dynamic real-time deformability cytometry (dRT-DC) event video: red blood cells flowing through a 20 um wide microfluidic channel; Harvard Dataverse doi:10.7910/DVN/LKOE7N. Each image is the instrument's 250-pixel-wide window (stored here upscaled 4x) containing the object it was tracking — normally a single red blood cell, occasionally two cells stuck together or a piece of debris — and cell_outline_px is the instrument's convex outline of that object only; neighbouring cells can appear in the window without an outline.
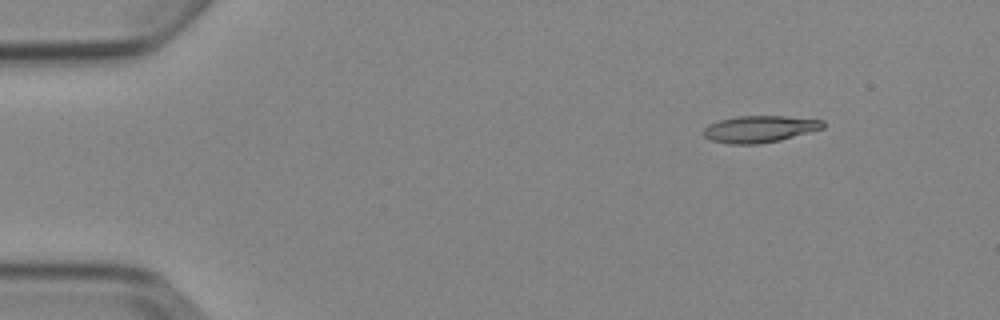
{"species": "Egyptian fruit bat (a non-hibernating species)", "species_latin": "Rousettus aegyptiacus", "temperature_condition": "cold", "stored_images_in_passage": 2, "camera_frame_rate_fps": 3000, "um_per_image_px": 0.085, "animal": {"sex": "female"}, "frame": {"image": 1, "passage_image": 2, "time_ms": 1.333, "image_size_px": [1000, 320], "cell_outline_px": [[824, 128], [780, 140], [756, 144], [728, 144], [708, 140], [704, 136], [704, 128], [708, 124], [720, 120], [736, 116], [784, 116], [824, 120]], "centroid_in_image_um": [64.54, 10.97], "position_along_channel_um": 20.5, "area_um2": 18.67}}